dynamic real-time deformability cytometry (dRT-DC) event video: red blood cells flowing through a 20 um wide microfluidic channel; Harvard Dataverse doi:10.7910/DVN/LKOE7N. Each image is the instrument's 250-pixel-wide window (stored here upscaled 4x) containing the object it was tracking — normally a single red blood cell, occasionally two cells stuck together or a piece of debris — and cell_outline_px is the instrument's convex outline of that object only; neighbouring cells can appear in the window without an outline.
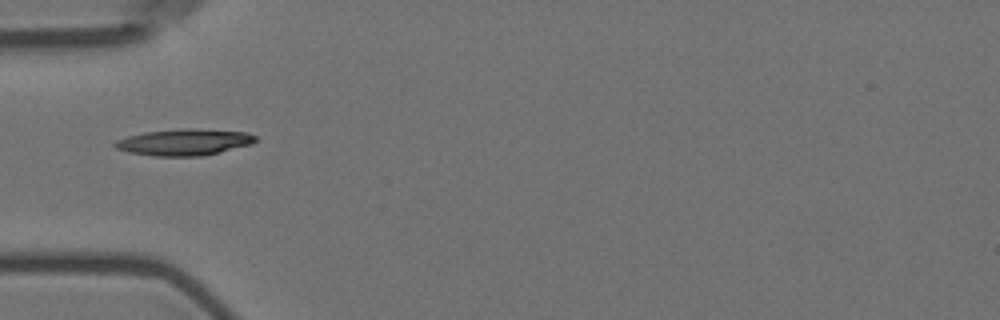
{"species": "Egyptian fruit bat (a non-hibernating species)", "species_latin": "Rousettus aegyptiacus", "temperature_condition": "room temperature", "stored_images_in_passage": 7, "camera_frame_rate_fps": 3000, "um_per_image_px": 0.085, "animal": {"sex": "female"}, "frame": {"image": 1, "passage_image": 1, "time_ms": 0.0, "image_size_px": [1000, 320], "cell_outline_px": [[256, 140], [252, 144], [204, 156], [156, 156], [128, 152], [116, 148], [112, 144], [116, 140], [128, 136], [144, 132], [180, 128], [192, 128], [248, 132], [256, 136]], "centroid_in_image_um": [15.66, 12.08], "position_along_channel_um": 69.3, "area_um2": 21.79}}
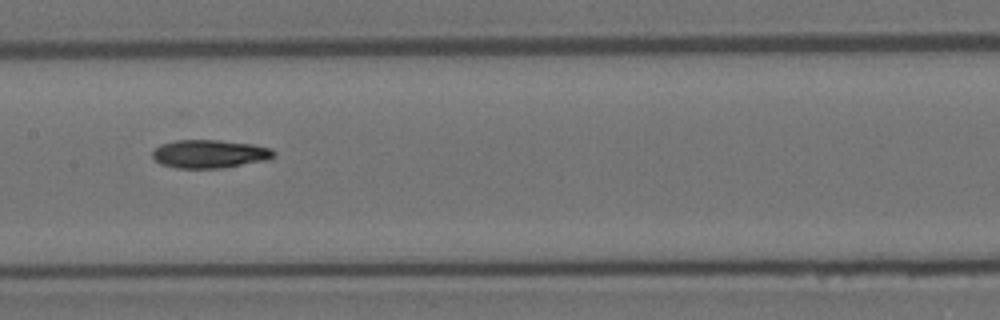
{"frame": {"image": 2, "passage_image": 4, "time_ms": 3.333, "image_size_px": [1000, 320], "cell_outline_px": [[276, 156], [268, 160], [224, 168], [176, 168], [160, 164], [152, 156], [152, 152], [160, 144], [176, 140], [220, 140], [252, 144], [272, 148], [276, 152]], "centroid_in_image_um": [17.86, 13.08], "position_along_channel_um": 189.5, "area_um2": 20.23}}
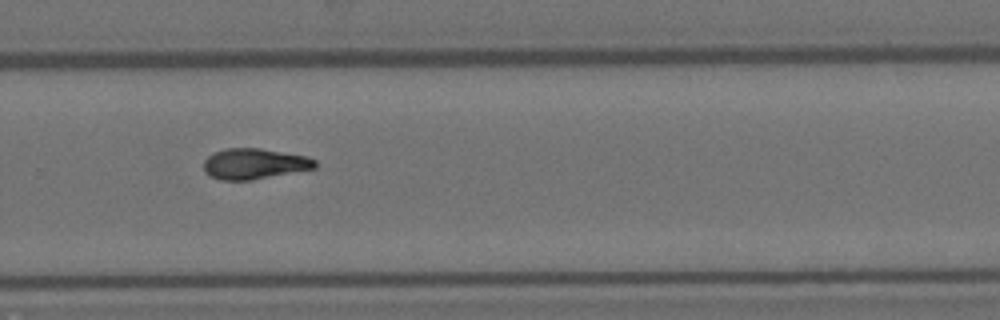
{"frame": {"image": 3, "passage_image": 7, "time_ms": 6.667, "image_size_px": [1000, 320], "cell_outline_px": [[316, 168], [252, 180], [220, 180], [208, 176], [204, 172], [204, 160], [212, 152], [224, 148], [260, 148], [304, 156], [316, 160]], "centroid_in_image_um": [21.56, 13.92], "position_along_channel_um": 308.2, "area_um2": 20.0}}